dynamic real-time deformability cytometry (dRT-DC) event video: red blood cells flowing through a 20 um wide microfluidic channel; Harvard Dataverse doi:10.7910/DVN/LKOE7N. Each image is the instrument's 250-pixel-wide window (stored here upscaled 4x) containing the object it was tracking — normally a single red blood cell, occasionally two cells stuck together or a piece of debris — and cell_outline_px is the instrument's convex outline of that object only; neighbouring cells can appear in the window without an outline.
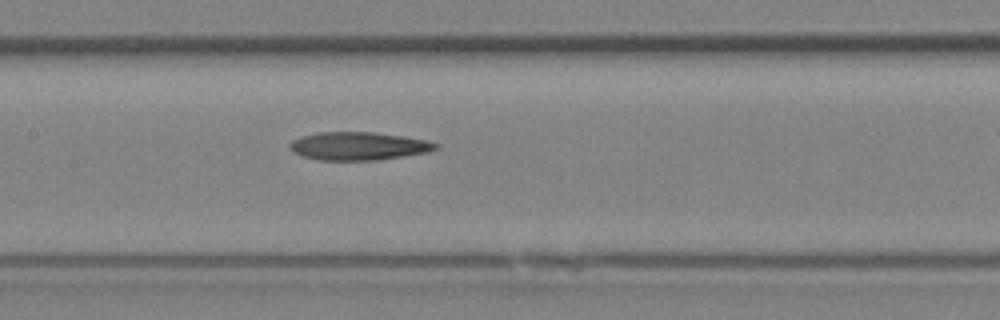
{"species": "Egyptian fruit bat (a non-hibernating species)", "species_latin": "Rousettus aegyptiacus", "temperature_condition": "room temperature", "stored_images_in_passage": 17, "camera_frame_rate_fps": 3000, "um_per_image_px": 0.085, "animal": {"sex": "female"}, "frame": {"image": 1, "passage_image": 6, "time_ms": 1.667, "image_size_px": [1000, 320], "cell_outline_px": [[440, 148], [428, 152], [376, 160], [320, 160], [304, 156], [292, 152], [288, 144], [292, 140], [300, 136], [316, 132], [376, 132], [404, 136], [424, 140], [440, 144]], "centroid_in_image_um": [30.46, 12.4], "position_along_channel_um": 176.9, "area_um2": 23.99}}
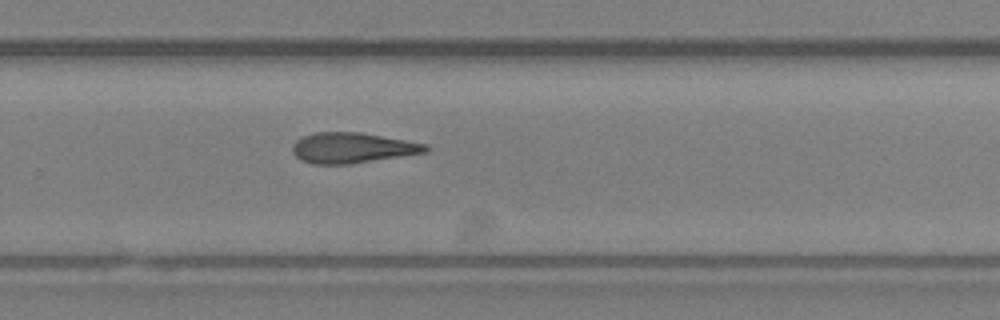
{"frame": {"image": 2, "passage_image": 12, "time_ms": 3.667, "image_size_px": [1000, 320], "cell_outline_px": [[432, 148], [428, 152], [348, 164], [312, 164], [300, 160], [292, 152], [292, 144], [296, 140], [304, 136], [316, 132], [360, 132], [428, 144]], "centroid_in_image_um": [29.95, 12.57], "position_along_channel_um": 299.8, "area_um2": 23.7}}